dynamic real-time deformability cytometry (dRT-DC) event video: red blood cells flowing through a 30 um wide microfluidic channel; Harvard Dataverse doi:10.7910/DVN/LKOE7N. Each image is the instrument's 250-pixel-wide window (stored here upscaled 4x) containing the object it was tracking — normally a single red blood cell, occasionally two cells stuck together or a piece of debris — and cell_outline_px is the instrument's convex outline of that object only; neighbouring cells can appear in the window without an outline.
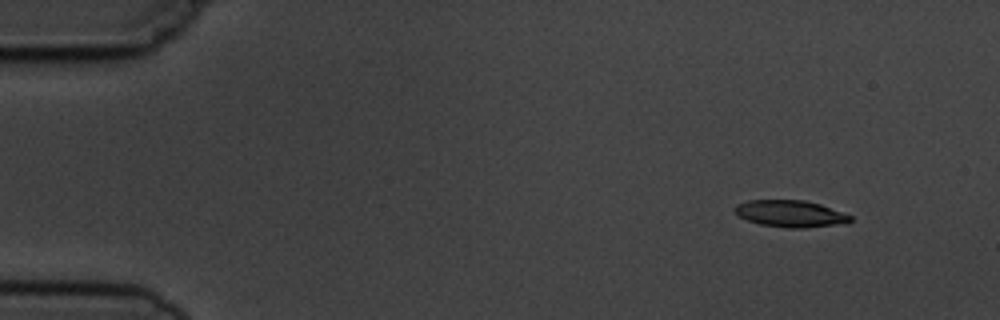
{"species": "common noctule bat (a hibernating species)", "species_latin": "Nyctalus noctula", "temperature_condition": "cold", "stored_images_in_passage": 5, "camera_frame_rate_fps": 3000, "um_per_image_px": 0.085, "animal": {"sex": "male", "body_mass_g": 19.5, "forearm_length_mm": 54.6}, "frame": {"image": 1, "passage_image": 2, "time_ms": 1.0, "image_size_px": [1000, 320], "cell_outline_px": [[852, 220], [848, 224], [804, 228], [788, 228], [760, 224], [736, 216], [736, 204], [748, 200], [804, 200], [820, 204], [852, 216]], "centroid_in_image_um": [67.22, 18.17], "position_along_channel_um": 17.8, "area_um2": 18.15}}
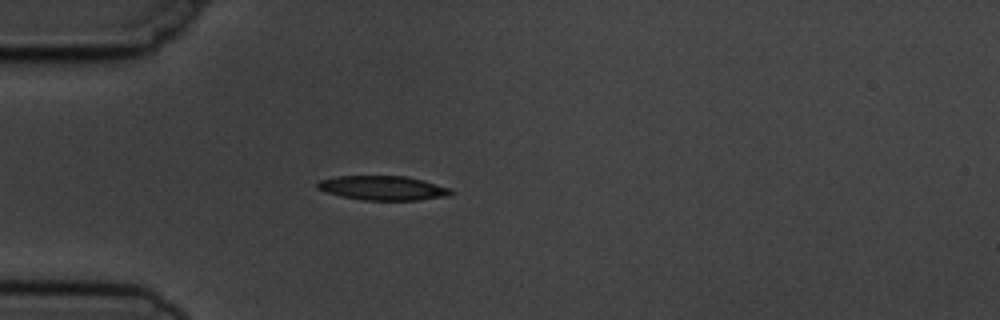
{"frame": {"image": 2, "passage_image": 5, "time_ms": 4.333, "image_size_px": [1000, 320], "cell_outline_px": [[452, 192], [448, 196], [420, 200], [364, 200], [340, 196], [316, 188], [316, 184], [320, 180], [336, 176], [408, 176], [424, 180], [452, 188]], "centroid_in_image_um": [32.57, 15.97], "position_along_channel_um": 52.4, "area_um2": 19.02}}